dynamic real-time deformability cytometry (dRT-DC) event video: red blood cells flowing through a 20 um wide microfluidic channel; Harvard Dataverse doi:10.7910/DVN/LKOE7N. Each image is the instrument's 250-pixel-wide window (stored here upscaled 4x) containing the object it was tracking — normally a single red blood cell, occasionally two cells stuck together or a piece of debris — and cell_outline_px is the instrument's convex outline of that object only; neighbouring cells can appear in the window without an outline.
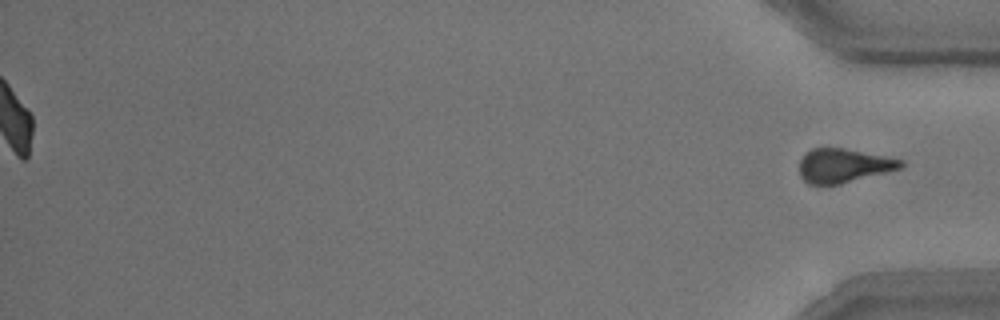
{"species": "common noctule bat (a hibernating species)", "species_latin": "Nyctalus noctula", "temperature_condition": "room temperature", "stored_images_in_passage": 52, "segment_of_instrument_passage": [2, 2], "camera_frame_rate_fps": 3000, "um_per_image_px": 0.085, "animal": {"sex": "male", "body_mass_g": 15.6}, "frame": {"image": 1, "passage_image": 52, "time_ms": 17.0, "image_size_px": [1000, 320], "cell_outline_px": [[904, 164], [900, 168], [840, 184], [808, 184], [800, 176], [800, 160], [812, 148], [844, 148], [904, 160]], "centroid_in_image_um": [71.69, 14.07], "position_along_channel_um": 363.5, "area_um2": 19.71}}